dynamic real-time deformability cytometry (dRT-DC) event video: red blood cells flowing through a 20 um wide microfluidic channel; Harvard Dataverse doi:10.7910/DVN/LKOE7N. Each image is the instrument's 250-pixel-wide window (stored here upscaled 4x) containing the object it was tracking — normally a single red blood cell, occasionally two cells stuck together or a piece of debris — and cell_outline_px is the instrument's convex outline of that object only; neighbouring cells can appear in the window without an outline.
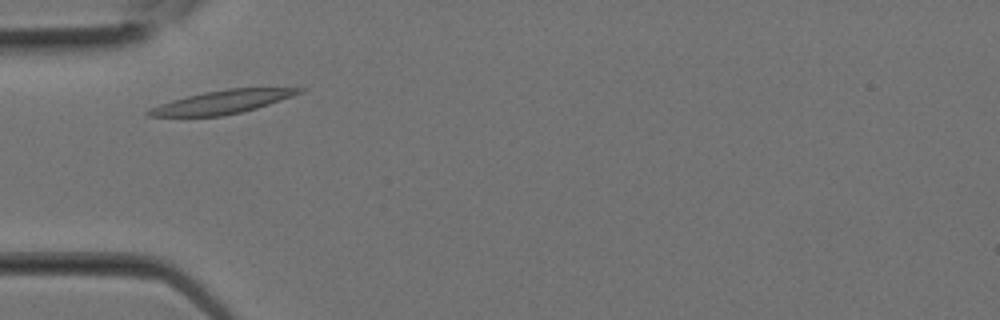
{"species": "Egyptian fruit bat (a non-hibernating species)", "species_latin": "Rousettus aegyptiacus", "temperature_condition": "room temperature", "stored_images_in_passage": 7, "camera_frame_rate_fps": 3000, "um_per_image_px": 0.085, "animal": {"sex": "female"}, "frame": {"image": 1, "passage_image": 1, "time_ms": 0.0, "image_size_px": [1000, 320], "cell_outline_px": [[304, 92], [256, 108], [240, 112], [220, 116], [148, 116], [144, 112], [160, 104], [172, 100], [204, 92], [228, 88], [304, 88]], "centroid_in_image_um": [18.89, 8.66], "position_along_channel_um": 66.1, "area_um2": 20.06}}
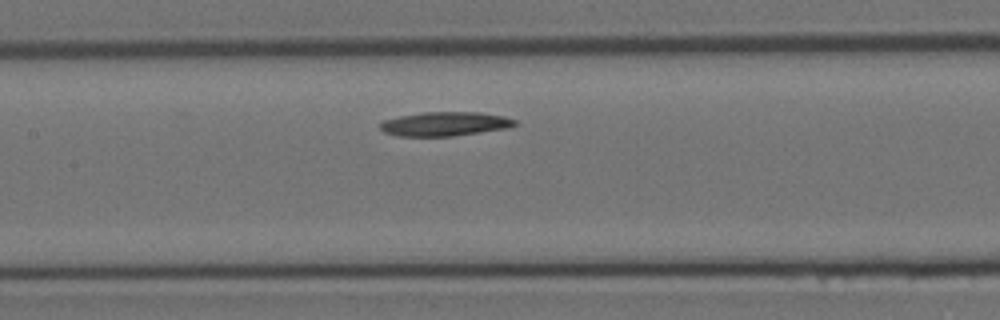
{"frame": {"image": 2, "passage_image": 5, "time_ms": 1.333, "image_size_px": [1000, 320], "cell_outline_px": [[520, 124], [508, 128], [452, 136], [400, 136], [384, 132], [380, 128], [380, 124], [384, 120], [400, 116], [424, 112], [480, 112], [504, 116], [516, 120]], "centroid_in_image_um": [37.86, 10.53], "position_along_channel_um": 169.5, "area_um2": 18.9}}
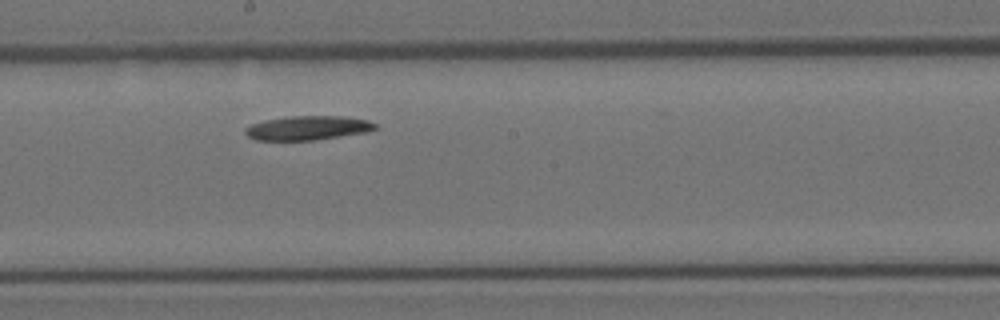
{"frame": {"image": 3, "passage_image": 7, "time_ms": 2.0, "image_size_px": [1000, 320], "cell_outline_px": [[376, 128], [368, 132], [316, 140], [256, 140], [248, 136], [244, 132], [244, 128], [252, 124], [264, 120], [288, 116], [344, 116], [368, 120], [376, 124]], "centroid_in_image_um": [26.16, 10.87], "position_along_channel_um": 222.0, "area_um2": 18.38}}